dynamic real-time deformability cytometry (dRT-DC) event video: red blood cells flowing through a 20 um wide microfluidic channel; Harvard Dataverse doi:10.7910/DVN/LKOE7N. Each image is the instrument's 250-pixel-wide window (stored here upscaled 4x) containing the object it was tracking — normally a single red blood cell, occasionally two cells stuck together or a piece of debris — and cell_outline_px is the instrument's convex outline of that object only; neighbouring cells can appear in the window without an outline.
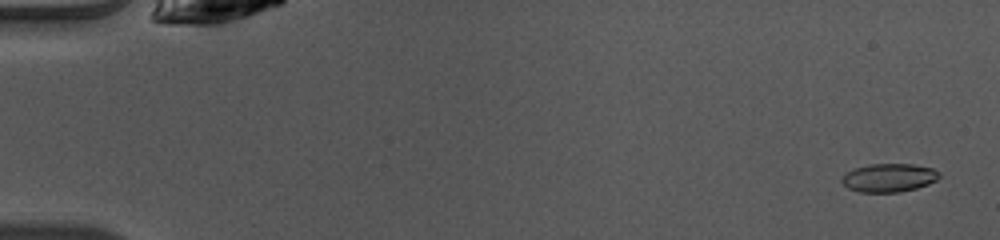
{"species": "common noctule bat (a hibernating species)", "species_latin": "Nyctalus noctula", "temperature_condition": "warm", "stored_images_in_passage": 48, "camera_frame_rate_fps": 3000, "um_per_image_px": 0.085, "animal": {"sex": "female", "body_mass_g": 10.0, "forearm_length_mm": 53.1}, "frame": {"image": 1, "passage_image": 2, "time_ms": 0.333, "image_size_px": [1000, 240], "cell_outline_px": [[940, 176], [936, 180], [928, 184], [916, 188], [900, 192], [860, 192], [848, 188], [840, 180], [848, 172], [856, 168], [868, 164], [912, 164], [932, 168], [940, 172]], "centroid_in_image_um": [75.58, 15.11], "position_along_channel_um": 9.4, "area_um2": 16.01}}
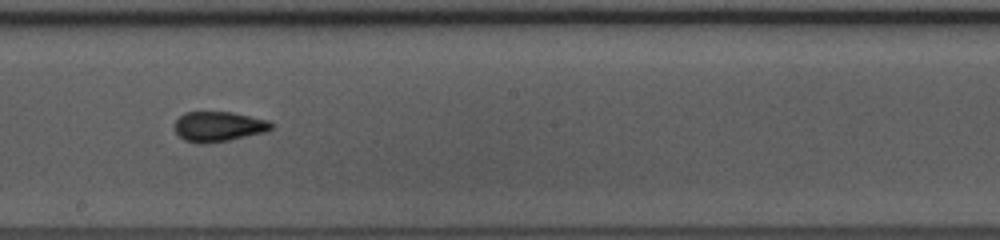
{"frame": {"image": 2, "passage_image": 28, "time_ms": 9.0, "image_size_px": [1000, 240], "cell_outline_px": [[272, 128], [264, 132], [228, 140], [204, 144], [200, 144], [184, 140], [176, 132], [172, 124], [184, 112], [232, 112], [268, 120], [272, 124]], "centroid_in_image_um": [18.52, 10.75], "position_along_channel_um": 229.7, "area_um2": 16.88}}
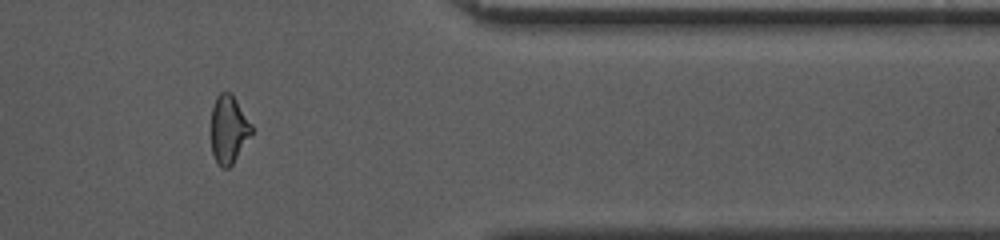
{"frame": {"image": 3, "passage_image": 41, "time_ms": 13.333, "image_size_px": [1000, 240], "cell_outline_px": [[252, 132], [232, 164], [228, 168], [224, 168], [216, 160], [212, 152], [212, 108], [216, 96], [220, 92], [232, 92], [252, 124]], "centroid_in_image_um": [19.44, 10.93], "position_along_channel_um": 392.0, "area_um2": 15.78}}